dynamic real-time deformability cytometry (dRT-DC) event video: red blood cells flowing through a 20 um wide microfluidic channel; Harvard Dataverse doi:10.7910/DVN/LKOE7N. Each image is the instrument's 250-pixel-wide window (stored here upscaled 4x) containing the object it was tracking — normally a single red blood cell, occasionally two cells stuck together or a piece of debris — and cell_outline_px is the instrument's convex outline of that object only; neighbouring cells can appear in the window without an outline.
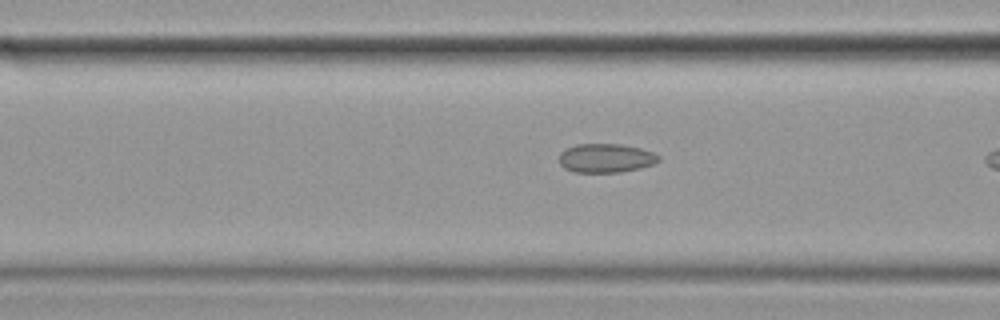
{"species": "common noctule bat (a hibernating species)", "species_latin": "Nyctalus noctula", "temperature_condition": "cold", "stored_images_in_passage": 9, "camera_frame_rate_fps": 3000, "um_per_image_px": 0.085, "animal": {"sex": "female", "body_mass_g": 19.9}, "frame": {"image": 1, "passage_image": 8, "time_ms": 2.333, "image_size_px": [1000, 320], "cell_outline_px": [[660, 160], [652, 164], [640, 168], [620, 172], [576, 172], [564, 168], [560, 164], [560, 152], [564, 148], [576, 144], [620, 144], [640, 148], [652, 152], [660, 156]], "centroid_in_image_um": [51.48, 13.43], "position_along_channel_um": 115.1, "area_um2": 16.76}}